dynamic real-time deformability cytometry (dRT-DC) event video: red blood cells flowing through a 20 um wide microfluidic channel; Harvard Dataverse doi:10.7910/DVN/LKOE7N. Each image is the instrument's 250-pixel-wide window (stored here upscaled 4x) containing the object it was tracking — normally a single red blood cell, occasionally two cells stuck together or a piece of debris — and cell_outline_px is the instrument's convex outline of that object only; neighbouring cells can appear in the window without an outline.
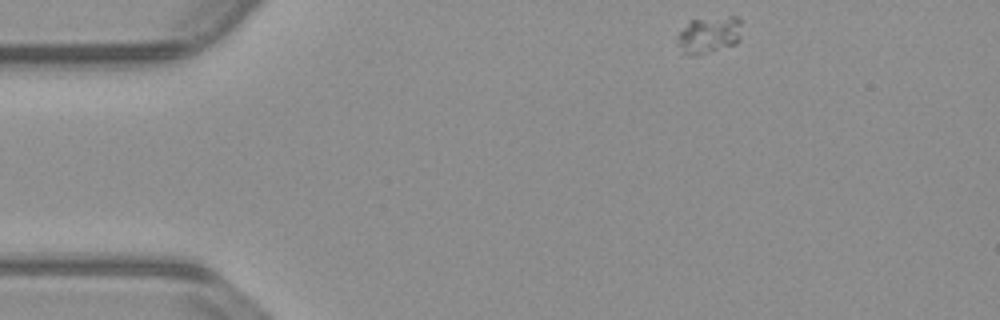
{"species": "common noctule bat (a hibernating species)", "species_latin": "Nyctalus noctula", "temperature_condition": "warm", "stored_images_in_passage": 48, "camera_frame_rate_fps": 3000, "um_per_image_px": 0.085, "animal": {"sex": "male", "body_mass_g": 23.1, "forearm_length_mm": 52.7}, "frame": {"image": 1, "passage_image": 1, "time_ms": 0.0, "image_size_px": [1000, 320], "cell_outline_px": [[740, 40], [736, 44], [700, 56], [692, 56], [684, 52], [676, 44], [676, 36], [692, 20], [728, 16], [736, 16], [740, 20]], "centroid_in_image_um": [60.27, 3.0], "position_along_channel_um": 24.7, "area_um2": 13.99}}
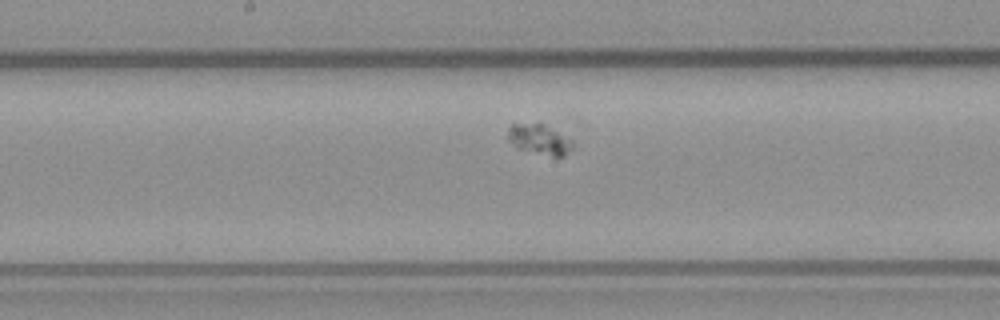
{"frame": {"image": 2, "passage_image": 21, "time_ms": 6.667, "image_size_px": [1000, 320], "cell_outline_px": [[572, 148], [564, 156], [552, 156], [516, 148], [508, 140], [508, 128], [512, 124], [536, 120], [544, 124], [572, 140]], "centroid_in_image_um": [45.8, 11.8], "position_along_channel_um": 202.4, "area_um2": 11.62}}
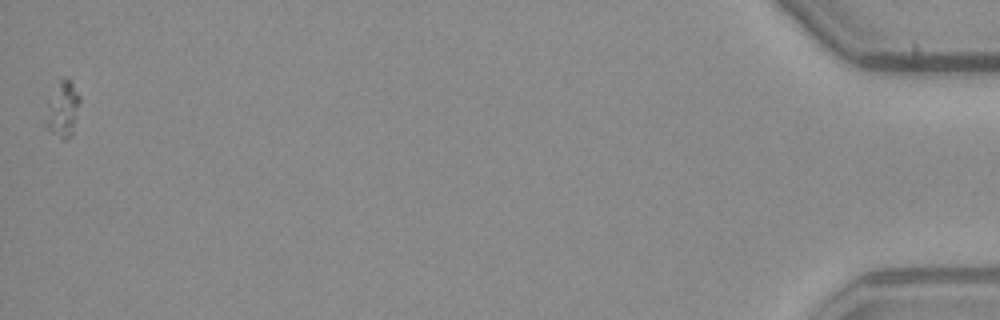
{"frame": {"image": 3, "passage_image": 48, "time_ms": 15.667, "image_size_px": [1000, 320], "cell_outline_px": [[80, 100], [72, 132], [64, 140], [60, 140], [44, 124], [48, 104], [60, 80], [64, 76], [72, 80], [80, 96]], "centroid_in_image_um": [5.34, 9.27], "position_along_channel_um": 429.9, "area_um2": 10.75}}